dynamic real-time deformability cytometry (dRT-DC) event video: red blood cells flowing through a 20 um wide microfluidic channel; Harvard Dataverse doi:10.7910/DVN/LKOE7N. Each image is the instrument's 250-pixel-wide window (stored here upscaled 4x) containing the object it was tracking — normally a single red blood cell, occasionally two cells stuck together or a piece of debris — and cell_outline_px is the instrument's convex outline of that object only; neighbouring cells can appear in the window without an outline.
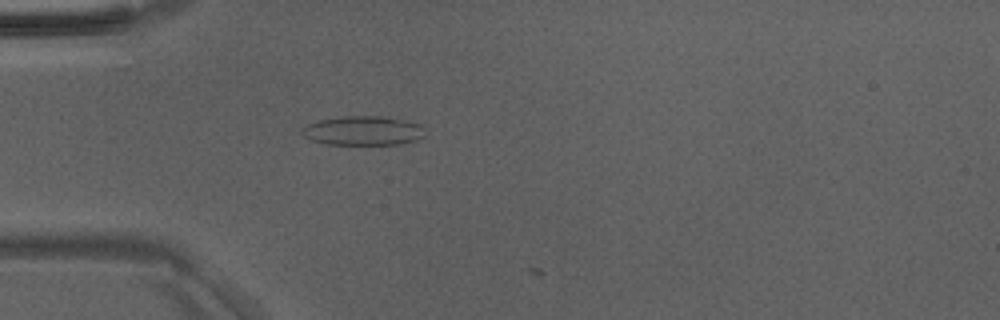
{"species": "Egyptian fruit bat (a non-hibernating species)", "species_latin": "Rousettus aegyptiacus", "temperature_condition": "room temperature", "stored_images_in_passage": 3, "camera_frame_rate_fps": 3000, "um_per_image_px": 0.085, "animal": {"sex": "male"}, "frame": {"image": 1, "passage_image": 2, "time_ms": 0.333, "image_size_px": [1000, 320], "cell_outline_px": [[424, 136], [416, 140], [400, 144], [324, 144], [312, 140], [304, 136], [300, 132], [300, 128], [308, 124], [320, 120], [344, 116], [384, 116], [420, 124], [424, 128]], "centroid_in_image_um": [30.84, 11.11], "position_along_channel_um": 54.2, "area_um2": 20.92}}